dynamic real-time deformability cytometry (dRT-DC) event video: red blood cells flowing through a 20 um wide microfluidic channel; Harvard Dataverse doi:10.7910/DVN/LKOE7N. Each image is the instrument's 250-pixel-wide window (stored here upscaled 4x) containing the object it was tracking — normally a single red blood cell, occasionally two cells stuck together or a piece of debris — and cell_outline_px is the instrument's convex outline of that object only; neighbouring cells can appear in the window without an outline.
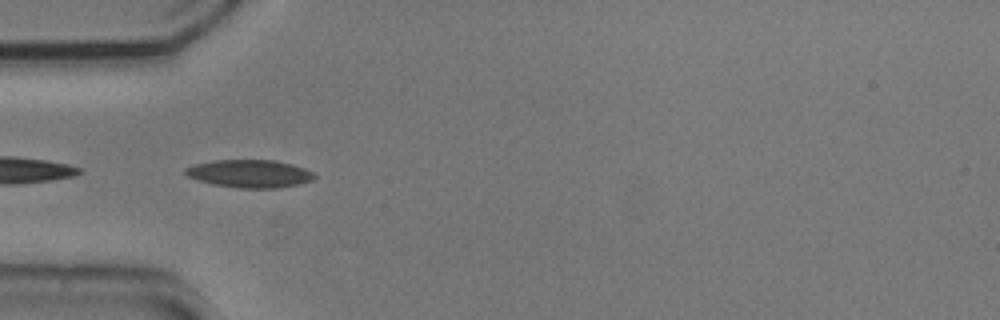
{"species": "common noctule bat (a hibernating species)", "species_latin": "Nyctalus noctula", "temperature_condition": "cold", "stored_images_in_passage": 9, "camera_frame_rate_fps": 3000, "um_per_image_px": 0.085, "animal": {"sex": "male", "body_mass_g": 20.5, "forearm_length_mm": 52.5}, "frame": {"image": 1, "passage_image": 3, "time_ms": 0.667, "image_size_px": [1000, 320], "cell_outline_px": [[316, 176], [312, 180], [296, 184], [276, 188], [240, 188], [212, 184], [188, 176], [184, 172], [184, 168], [196, 164], [216, 160], [276, 160], [292, 164], [304, 168], [312, 172]], "centroid_in_image_um": [21.22, 14.75], "position_along_channel_um": 63.8, "area_um2": 20.69}}